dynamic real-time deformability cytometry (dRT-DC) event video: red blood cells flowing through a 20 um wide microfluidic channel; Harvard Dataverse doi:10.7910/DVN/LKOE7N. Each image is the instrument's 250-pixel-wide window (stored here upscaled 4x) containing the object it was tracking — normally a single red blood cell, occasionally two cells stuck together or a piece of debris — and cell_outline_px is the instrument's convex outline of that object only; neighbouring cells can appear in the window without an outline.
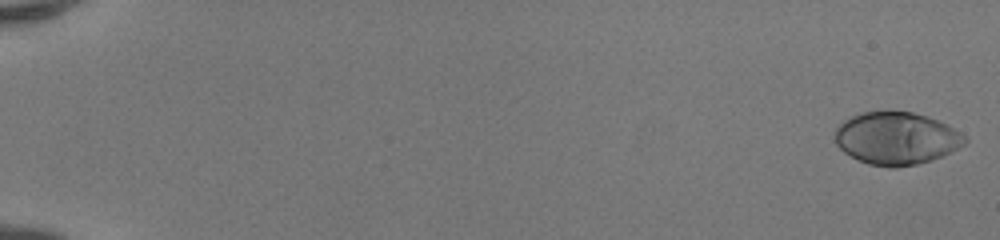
{"species": "human", "species_latin": "Homo sapiens", "temperature_condition": "room temperature", "stored_images_in_passage": 51, "camera_frame_rate_fps": 3000, "um_per_image_px": 0.085, "donor": {"sex": "female"}, "frame": {"image": 1, "passage_image": 1, "time_ms": 0.0, "image_size_px": [1000, 240], "cell_outline_px": [[968, 140], [964, 144], [940, 156], [916, 164], [896, 168], [888, 168], [868, 164], [844, 152], [836, 144], [836, 128], [844, 120], [860, 112], [912, 112], [928, 116], [948, 124], [964, 136]], "centroid_in_image_um": [76.18, 11.76], "position_along_channel_um": 8.8, "area_um2": 39.3}}
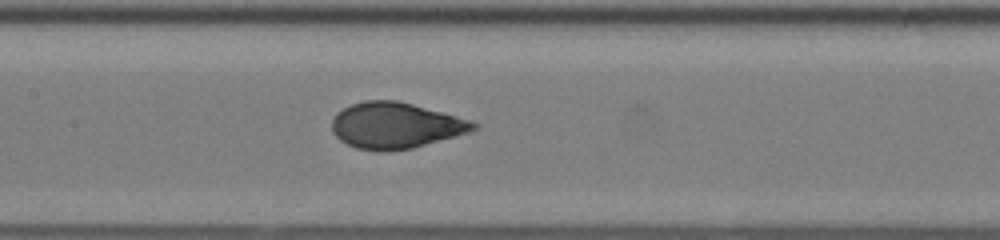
{"frame": {"image": 2, "passage_image": 27, "time_ms": 8.667, "image_size_px": [1000, 240], "cell_outline_px": [[480, 128], [468, 132], [412, 148], [388, 152], [376, 152], [356, 148], [340, 140], [332, 132], [332, 120], [336, 112], [352, 104], [364, 100], [396, 100], [412, 104], [456, 116], [480, 124]], "centroid_in_image_um": [33.59, 10.68], "position_along_channel_um": 173.8, "area_um2": 37.92}}
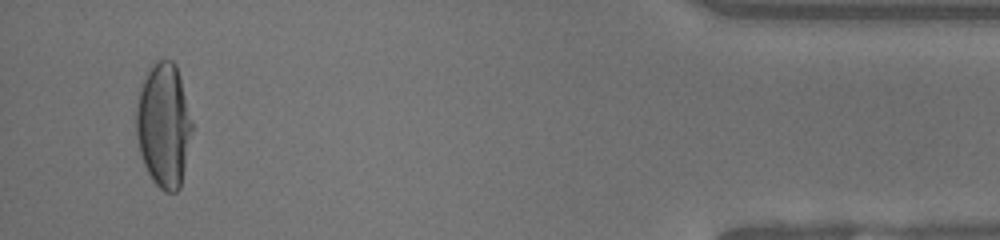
{"frame": {"image": 3, "passage_image": 49, "time_ms": 16.0, "image_size_px": [1000, 240], "cell_outline_px": [[192, 132], [180, 188], [176, 192], [164, 192], [152, 180], [144, 164], [140, 152], [136, 136], [136, 108], [140, 88], [152, 64], [156, 60], [172, 60], [176, 64], [192, 120]], "centroid_in_image_um": [13.91, 10.65], "position_along_channel_um": 421.3, "area_um2": 40.23}, "authors_computed_cell_mechanics": {"area_um2": 38.3792, "velocity_mm_per_s": 4.1894, "shape_relaxation_time_tau1_ms": 4.7584, "shape_relaxation_time_tau2_ms": null, "deformation_change_tau1": 0.2534, "deformation_change_tau2": null}}